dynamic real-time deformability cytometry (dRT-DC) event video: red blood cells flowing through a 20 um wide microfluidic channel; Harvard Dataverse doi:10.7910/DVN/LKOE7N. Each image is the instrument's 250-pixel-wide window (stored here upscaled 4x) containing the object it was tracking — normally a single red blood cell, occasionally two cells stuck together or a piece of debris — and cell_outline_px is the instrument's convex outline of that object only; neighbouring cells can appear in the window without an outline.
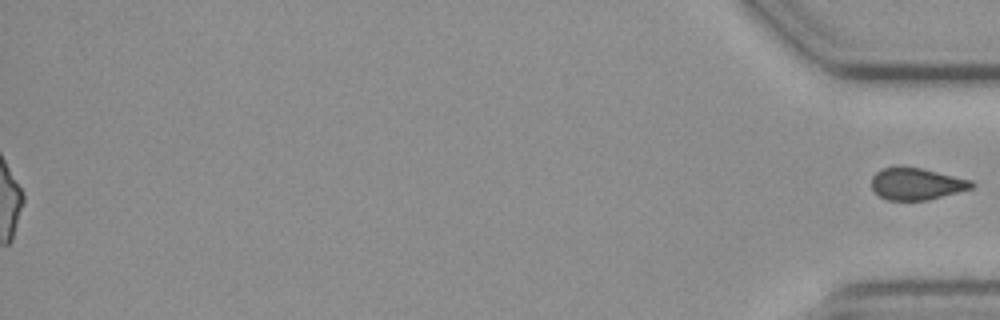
{"species": "common noctule bat (a hibernating species)", "species_latin": "Nyctalus noctula", "temperature_condition": "cold", "stored_images_in_passage": 50, "segment_of_instrument_passage": [2, 2], "camera_frame_rate_fps": 3000, "um_per_image_px": 0.085, "animal": {"sex": "female", "body_mass_g": 19.3, "forearm_length_mm": 54.1}, "frame": {"image": 1, "passage_image": 50, "time_ms": 16.333, "image_size_px": [1000, 320], "cell_outline_px": [[976, 184], [972, 188], [928, 200], [888, 200], [880, 196], [872, 188], [872, 176], [876, 172], [884, 168], [900, 164], [920, 168], [972, 180]], "centroid_in_image_um": [77.89, 15.6], "position_along_channel_um": 357.3, "area_um2": 18.73}}